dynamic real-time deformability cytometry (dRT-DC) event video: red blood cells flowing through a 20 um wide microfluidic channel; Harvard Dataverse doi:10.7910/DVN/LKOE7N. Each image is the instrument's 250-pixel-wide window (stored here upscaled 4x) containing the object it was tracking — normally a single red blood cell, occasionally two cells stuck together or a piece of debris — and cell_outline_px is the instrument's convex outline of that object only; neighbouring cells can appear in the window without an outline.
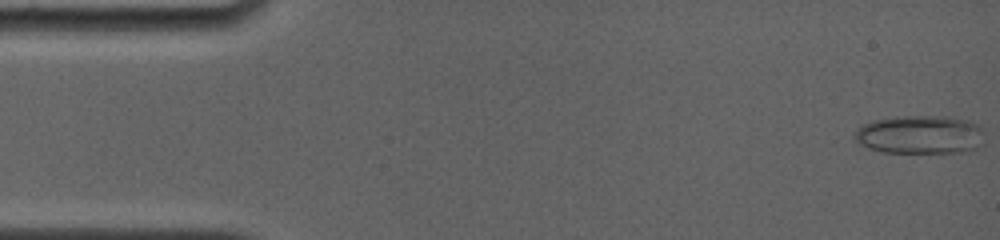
{"species": "common noctule bat (a hibernating species)", "species_latin": "Nyctalus noctula", "temperature_condition": "room temperature", "stored_images_in_passage": 58, "camera_frame_rate_fps": 4000, "um_per_image_px": 0.085, "animal": {"sex": "female", "body_mass_g": 19.0, "forearm_length_mm": 56.7}, "frame": {"image": 1, "passage_image": 1, "time_ms": 0.0, "image_size_px": [1000, 240], "cell_outline_px": [[980, 144], [976, 148], [964, 152], [884, 152], [868, 148], [860, 144], [852, 136], [860, 124], [872, 120], [896, 116], [948, 116], [968, 120], [976, 124], [980, 128]], "centroid_in_image_um": [78.11, 11.43], "position_along_channel_um": 6.9, "area_um2": 29.07}}
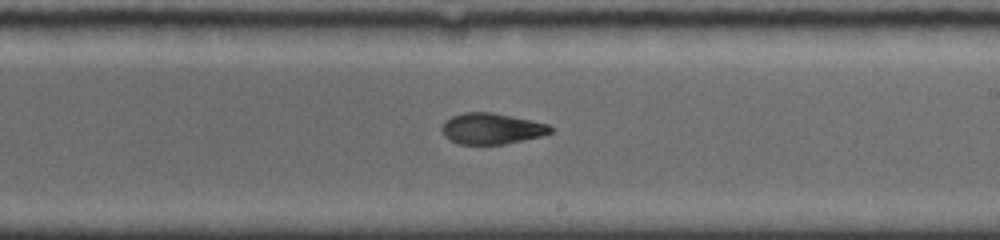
{"frame": {"image": 2, "passage_image": 38, "time_ms": 9.5, "image_size_px": [1000, 240], "cell_outline_px": [[552, 132], [540, 136], [524, 140], [504, 144], [460, 144], [448, 140], [444, 136], [440, 128], [444, 120], [452, 116], [464, 112], [492, 112], [532, 120], [548, 124], [552, 128]], "centroid_in_image_um": [41.74, 10.93], "position_along_channel_um": 247.3, "area_um2": 19.77}}
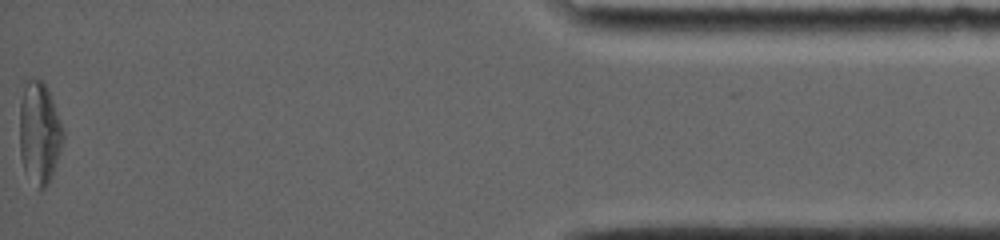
{"frame": {"image": 3, "passage_image": 58, "time_ms": 16.25, "image_size_px": [1000, 240], "cell_outline_px": [[64, 136], [60, 152], [52, 176], [48, 184], [44, 188], [36, 188], [24, 172], [20, 156], [20, 80], [40, 80], [44, 84], [52, 100], [60, 120], [64, 132]], "centroid_in_image_um": [3.31, 11.29], "position_along_channel_um": 431.9, "area_um2": 26.18}, "authors_computed_cell_mechanics": {"area_um2": 21.4149, "velocity_mm_per_s": 3.8185, "shape_relaxation_time_tau1_ms": null, "shape_relaxation_time_tau2_ms": 2.646, "deformation_change_tau1": null, "deformation_change_tau2": 0.0725}}